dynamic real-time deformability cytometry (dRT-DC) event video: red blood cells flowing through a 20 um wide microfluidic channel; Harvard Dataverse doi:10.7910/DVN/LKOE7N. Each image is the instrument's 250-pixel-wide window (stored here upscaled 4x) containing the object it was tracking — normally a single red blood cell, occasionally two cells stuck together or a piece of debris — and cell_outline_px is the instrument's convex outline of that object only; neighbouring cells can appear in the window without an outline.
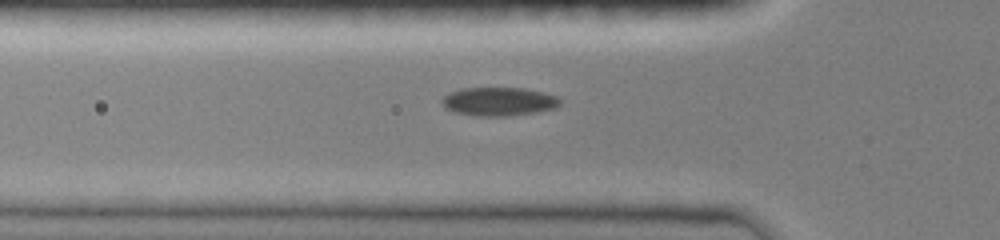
{"species": "common noctule bat (a hibernating species)", "species_latin": "Nyctalus noctula", "temperature_condition": "room temperature", "stored_images_in_passage": 57, "camera_frame_rate_fps": 3000, "um_per_image_px": 0.085, "animal": {"sex": "female", "body_mass_g": 19.0, "forearm_length_mm": 51.5}, "frame": {"image": 1, "passage_image": 11, "time_ms": 2.333, "image_size_px": [1000, 240], "cell_outline_px": [[560, 104], [556, 108], [536, 112], [508, 116], [476, 116], [456, 112], [444, 108], [440, 100], [444, 96], [452, 92], [464, 88], [524, 88], [544, 92], [556, 96], [560, 100]], "centroid_in_image_um": [42.4, 8.63], "position_along_channel_um": 83.4, "area_um2": 19.65}}
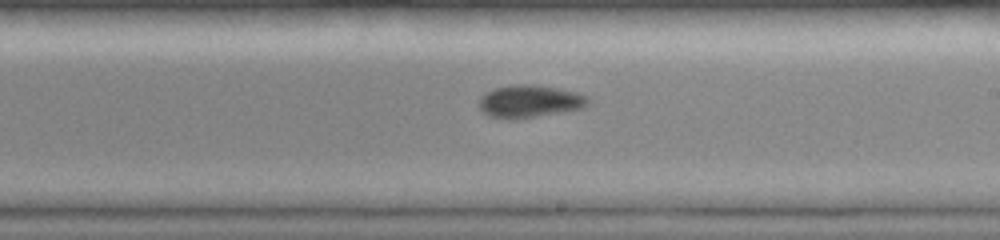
{"frame": {"image": 2, "passage_image": 30, "time_ms": 6.333, "image_size_px": [1000, 240], "cell_outline_px": [[588, 104], [584, 108], [516, 120], [512, 120], [488, 116], [480, 108], [480, 96], [484, 92], [496, 88], [512, 84], [536, 84], [576, 92], [588, 96]], "centroid_in_image_um": [45.01, 8.61], "position_along_channel_um": 244.0, "area_um2": 20.87}}
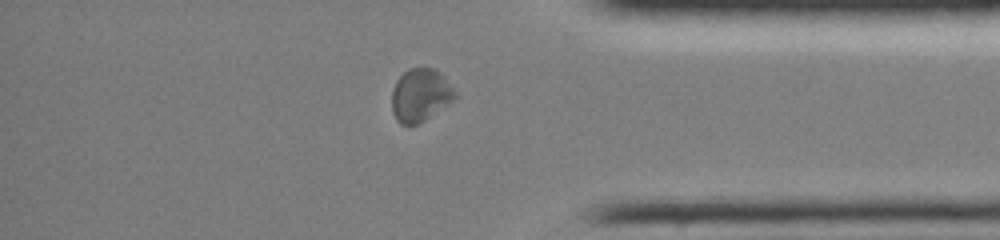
{"frame": {"image": 3, "passage_image": 49, "time_ms": 10.333, "image_size_px": [1000, 240], "cell_outline_px": [[456, 96], [452, 100], [424, 120], [408, 128], [400, 124], [396, 120], [392, 112], [392, 92], [396, 80], [408, 68], [436, 68], [444, 76], [456, 92]], "centroid_in_image_um": [35.69, 8.09], "position_along_channel_um": 399.5, "area_um2": 19.48}}